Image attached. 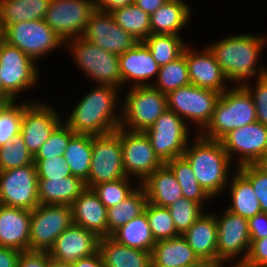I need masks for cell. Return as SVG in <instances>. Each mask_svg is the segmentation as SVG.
Listing matches in <instances>:
<instances>
[{
	"instance_id": "obj_10",
	"label": "cell",
	"mask_w": 267,
	"mask_h": 267,
	"mask_svg": "<svg viewBox=\"0 0 267 267\" xmlns=\"http://www.w3.org/2000/svg\"><path fill=\"white\" fill-rule=\"evenodd\" d=\"M189 126L174 111L167 109L145 132L158 158L165 164L183 156L188 143Z\"/></svg>"
},
{
	"instance_id": "obj_3",
	"label": "cell",
	"mask_w": 267,
	"mask_h": 267,
	"mask_svg": "<svg viewBox=\"0 0 267 267\" xmlns=\"http://www.w3.org/2000/svg\"><path fill=\"white\" fill-rule=\"evenodd\" d=\"M183 157L189 162L199 185L213 198L227 189L231 160L221 141L202 137L198 132ZM221 191V192H220Z\"/></svg>"
},
{
	"instance_id": "obj_51",
	"label": "cell",
	"mask_w": 267,
	"mask_h": 267,
	"mask_svg": "<svg viewBox=\"0 0 267 267\" xmlns=\"http://www.w3.org/2000/svg\"><path fill=\"white\" fill-rule=\"evenodd\" d=\"M251 240L263 239L267 236V213H260L248 219Z\"/></svg>"
},
{
	"instance_id": "obj_39",
	"label": "cell",
	"mask_w": 267,
	"mask_h": 267,
	"mask_svg": "<svg viewBox=\"0 0 267 267\" xmlns=\"http://www.w3.org/2000/svg\"><path fill=\"white\" fill-rule=\"evenodd\" d=\"M143 42L159 67L176 60L187 46L180 35L171 34H150Z\"/></svg>"
},
{
	"instance_id": "obj_52",
	"label": "cell",
	"mask_w": 267,
	"mask_h": 267,
	"mask_svg": "<svg viewBox=\"0 0 267 267\" xmlns=\"http://www.w3.org/2000/svg\"><path fill=\"white\" fill-rule=\"evenodd\" d=\"M21 251L0 246V267H17Z\"/></svg>"
},
{
	"instance_id": "obj_8",
	"label": "cell",
	"mask_w": 267,
	"mask_h": 267,
	"mask_svg": "<svg viewBox=\"0 0 267 267\" xmlns=\"http://www.w3.org/2000/svg\"><path fill=\"white\" fill-rule=\"evenodd\" d=\"M126 177L123 166L120 127L111 133L92 136V157L87 188Z\"/></svg>"
},
{
	"instance_id": "obj_53",
	"label": "cell",
	"mask_w": 267,
	"mask_h": 267,
	"mask_svg": "<svg viewBox=\"0 0 267 267\" xmlns=\"http://www.w3.org/2000/svg\"><path fill=\"white\" fill-rule=\"evenodd\" d=\"M131 3H134V0H96V8L103 12H112Z\"/></svg>"
},
{
	"instance_id": "obj_61",
	"label": "cell",
	"mask_w": 267,
	"mask_h": 267,
	"mask_svg": "<svg viewBox=\"0 0 267 267\" xmlns=\"http://www.w3.org/2000/svg\"><path fill=\"white\" fill-rule=\"evenodd\" d=\"M4 40V30L2 28V22L0 19V43Z\"/></svg>"
},
{
	"instance_id": "obj_41",
	"label": "cell",
	"mask_w": 267,
	"mask_h": 267,
	"mask_svg": "<svg viewBox=\"0 0 267 267\" xmlns=\"http://www.w3.org/2000/svg\"><path fill=\"white\" fill-rule=\"evenodd\" d=\"M34 163V156L26 147L22 134L0 147V171L24 167Z\"/></svg>"
},
{
	"instance_id": "obj_11",
	"label": "cell",
	"mask_w": 267,
	"mask_h": 267,
	"mask_svg": "<svg viewBox=\"0 0 267 267\" xmlns=\"http://www.w3.org/2000/svg\"><path fill=\"white\" fill-rule=\"evenodd\" d=\"M31 57L19 48L9 45L6 41L0 43V76L3 89L18 100L20 93L36 87L40 76L36 64Z\"/></svg>"
},
{
	"instance_id": "obj_26",
	"label": "cell",
	"mask_w": 267,
	"mask_h": 267,
	"mask_svg": "<svg viewBox=\"0 0 267 267\" xmlns=\"http://www.w3.org/2000/svg\"><path fill=\"white\" fill-rule=\"evenodd\" d=\"M152 267H191L201 260L182 236L157 241L151 252Z\"/></svg>"
},
{
	"instance_id": "obj_15",
	"label": "cell",
	"mask_w": 267,
	"mask_h": 267,
	"mask_svg": "<svg viewBox=\"0 0 267 267\" xmlns=\"http://www.w3.org/2000/svg\"><path fill=\"white\" fill-rule=\"evenodd\" d=\"M0 204L30 211L40 204L34 163L0 171Z\"/></svg>"
},
{
	"instance_id": "obj_32",
	"label": "cell",
	"mask_w": 267,
	"mask_h": 267,
	"mask_svg": "<svg viewBox=\"0 0 267 267\" xmlns=\"http://www.w3.org/2000/svg\"><path fill=\"white\" fill-rule=\"evenodd\" d=\"M50 0H0V19L5 31L10 25L45 19Z\"/></svg>"
},
{
	"instance_id": "obj_24",
	"label": "cell",
	"mask_w": 267,
	"mask_h": 267,
	"mask_svg": "<svg viewBox=\"0 0 267 267\" xmlns=\"http://www.w3.org/2000/svg\"><path fill=\"white\" fill-rule=\"evenodd\" d=\"M75 225L94 232L98 237L108 236L107 208L92 188H86L72 203Z\"/></svg>"
},
{
	"instance_id": "obj_29",
	"label": "cell",
	"mask_w": 267,
	"mask_h": 267,
	"mask_svg": "<svg viewBox=\"0 0 267 267\" xmlns=\"http://www.w3.org/2000/svg\"><path fill=\"white\" fill-rule=\"evenodd\" d=\"M98 251L105 267H152L150 252L121 245L110 236L99 238Z\"/></svg>"
},
{
	"instance_id": "obj_34",
	"label": "cell",
	"mask_w": 267,
	"mask_h": 267,
	"mask_svg": "<svg viewBox=\"0 0 267 267\" xmlns=\"http://www.w3.org/2000/svg\"><path fill=\"white\" fill-rule=\"evenodd\" d=\"M147 203L145 189L138 187L124 200L107 209L108 236L144 212Z\"/></svg>"
},
{
	"instance_id": "obj_45",
	"label": "cell",
	"mask_w": 267,
	"mask_h": 267,
	"mask_svg": "<svg viewBox=\"0 0 267 267\" xmlns=\"http://www.w3.org/2000/svg\"><path fill=\"white\" fill-rule=\"evenodd\" d=\"M75 133L62 121L51 133L49 139L39 148L34 159L63 156L70 138Z\"/></svg>"
},
{
	"instance_id": "obj_35",
	"label": "cell",
	"mask_w": 267,
	"mask_h": 267,
	"mask_svg": "<svg viewBox=\"0 0 267 267\" xmlns=\"http://www.w3.org/2000/svg\"><path fill=\"white\" fill-rule=\"evenodd\" d=\"M63 157L70 167L72 176L86 182L91 165L92 135L75 133L70 138Z\"/></svg>"
},
{
	"instance_id": "obj_47",
	"label": "cell",
	"mask_w": 267,
	"mask_h": 267,
	"mask_svg": "<svg viewBox=\"0 0 267 267\" xmlns=\"http://www.w3.org/2000/svg\"><path fill=\"white\" fill-rule=\"evenodd\" d=\"M38 179H61L71 176V170L63 156L34 159Z\"/></svg>"
},
{
	"instance_id": "obj_57",
	"label": "cell",
	"mask_w": 267,
	"mask_h": 267,
	"mask_svg": "<svg viewBox=\"0 0 267 267\" xmlns=\"http://www.w3.org/2000/svg\"><path fill=\"white\" fill-rule=\"evenodd\" d=\"M13 100L14 99L3 89L0 76V105L9 103Z\"/></svg>"
},
{
	"instance_id": "obj_49",
	"label": "cell",
	"mask_w": 267,
	"mask_h": 267,
	"mask_svg": "<svg viewBox=\"0 0 267 267\" xmlns=\"http://www.w3.org/2000/svg\"><path fill=\"white\" fill-rule=\"evenodd\" d=\"M244 263L253 267H267V236L263 239L251 240Z\"/></svg>"
},
{
	"instance_id": "obj_58",
	"label": "cell",
	"mask_w": 267,
	"mask_h": 267,
	"mask_svg": "<svg viewBox=\"0 0 267 267\" xmlns=\"http://www.w3.org/2000/svg\"><path fill=\"white\" fill-rule=\"evenodd\" d=\"M264 173L267 174V153L262 156L256 163H255Z\"/></svg>"
},
{
	"instance_id": "obj_19",
	"label": "cell",
	"mask_w": 267,
	"mask_h": 267,
	"mask_svg": "<svg viewBox=\"0 0 267 267\" xmlns=\"http://www.w3.org/2000/svg\"><path fill=\"white\" fill-rule=\"evenodd\" d=\"M81 37L118 56L139 42L114 21L110 12L99 9L92 13Z\"/></svg>"
},
{
	"instance_id": "obj_23",
	"label": "cell",
	"mask_w": 267,
	"mask_h": 267,
	"mask_svg": "<svg viewBox=\"0 0 267 267\" xmlns=\"http://www.w3.org/2000/svg\"><path fill=\"white\" fill-rule=\"evenodd\" d=\"M31 211L0 204V246L29 251Z\"/></svg>"
},
{
	"instance_id": "obj_25",
	"label": "cell",
	"mask_w": 267,
	"mask_h": 267,
	"mask_svg": "<svg viewBox=\"0 0 267 267\" xmlns=\"http://www.w3.org/2000/svg\"><path fill=\"white\" fill-rule=\"evenodd\" d=\"M214 213H205L182 236L201 261L217 260L218 228Z\"/></svg>"
},
{
	"instance_id": "obj_43",
	"label": "cell",
	"mask_w": 267,
	"mask_h": 267,
	"mask_svg": "<svg viewBox=\"0 0 267 267\" xmlns=\"http://www.w3.org/2000/svg\"><path fill=\"white\" fill-rule=\"evenodd\" d=\"M131 180L133 179L126 176L115 181L94 185L92 189L108 209L126 199L138 187L139 183L134 184L133 181V184H131Z\"/></svg>"
},
{
	"instance_id": "obj_31",
	"label": "cell",
	"mask_w": 267,
	"mask_h": 267,
	"mask_svg": "<svg viewBox=\"0 0 267 267\" xmlns=\"http://www.w3.org/2000/svg\"><path fill=\"white\" fill-rule=\"evenodd\" d=\"M232 172L227 185L230 192L231 204L226 207L230 212L249 219L262 213L261 206L251 183L237 170Z\"/></svg>"
},
{
	"instance_id": "obj_38",
	"label": "cell",
	"mask_w": 267,
	"mask_h": 267,
	"mask_svg": "<svg viewBox=\"0 0 267 267\" xmlns=\"http://www.w3.org/2000/svg\"><path fill=\"white\" fill-rule=\"evenodd\" d=\"M155 82V83H154ZM190 84L188 64L186 56L182 54L176 60L159 68L155 81L151 86L164 94Z\"/></svg>"
},
{
	"instance_id": "obj_56",
	"label": "cell",
	"mask_w": 267,
	"mask_h": 267,
	"mask_svg": "<svg viewBox=\"0 0 267 267\" xmlns=\"http://www.w3.org/2000/svg\"><path fill=\"white\" fill-rule=\"evenodd\" d=\"M231 262L227 259H217V260H206L200 262V267H226L225 264Z\"/></svg>"
},
{
	"instance_id": "obj_20",
	"label": "cell",
	"mask_w": 267,
	"mask_h": 267,
	"mask_svg": "<svg viewBox=\"0 0 267 267\" xmlns=\"http://www.w3.org/2000/svg\"><path fill=\"white\" fill-rule=\"evenodd\" d=\"M99 238L94 232L72 223L58 236L48 254L54 260L72 264L96 253Z\"/></svg>"
},
{
	"instance_id": "obj_44",
	"label": "cell",
	"mask_w": 267,
	"mask_h": 267,
	"mask_svg": "<svg viewBox=\"0 0 267 267\" xmlns=\"http://www.w3.org/2000/svg\"><path fill=\"white\" fill-rule=\"evenodd\" d=\"M167 208L180 235L185 233L204 211V207L199 203L185 197H181Z\"/></svg>"
},
{
	"instance_id": "obj_37",
	"label": "cell",
	"mask_w": 267,
	"mask_h": 267,
	"mask_svg": "<svg viewBox=\"0 0 267 267\" xmlns=\"http://www.w3.org/2000/svg\"><path fill=\"white\" fill-rule=\"evenodd\" d=\"M114 21L138 41H144L151 34L150 15L135 3L110 12Z\"/></svg>"
},
{
	"instance_id": "obj_6",
	"label": "cell",
	"mask_w": 267,
	"mask_h": 267,
	"mask_svg": "<svg viewBox=\"0 0 267 267\" xmlns=\"http://www.w3.org/2000/svg\"><path fill=\"white\" fill-rule=\"evenodd\" d=\"M120 128L146 131L167 110V96L152 86H134L125 93Z\"/></svg>"
},
{
	"instance_id": "obj_12",
	"label": "cell",
	"mask_w": 267,
	"mask_h": 267,
	"mask_svg": "<svg viewBox=\"0 0 267 267\" xmlns=\"http://www.w3.org/2000/svg\"><path fill=\"white\" fill-rule=\"evenodd\" d=\"M72 223L71 206L39 204L31 211L29 250L49 251Z\"/></svg>"
},
{
	"instance_id": "obj_50",
	"label": "cell",
	"mask_w": 267,
	"mask_h": 267,
	"mask_svg": "<svg viewBox=\"0 0 267 267\" xmlns=\"http://www.w3.org/2000/svg\"><path fill=\"white\" fill-rule=\"evenodd\" d=\"M50 259L48 251H23L17 267H48Z\"/></svg>"
},
{
	"instance_id": "obj_17",
	"label": "cell",
	"mask_w": 267,
	"mask_h": 267,
	"mask_svg": "<svg viewBox=\"0 0 267 267\" xmlns=\"http://www.w3.org/2000/svg\"><path fill=\"white\" fill-rule=\"evenodd\" d=\"M231 162L235 154L239 157L236 167L255 164L267 153V126L256 121L237 128L226 134L221 140Z\"/></svg>"
},
{
	"instance_id": "obj_46",
	"label": "cell",
	"mask_w": 267,
	"mask_h": 267,
	"mask_svg": "<svg viewBox=\"0 0 267 267\" xmlns=\"http://www.w3.org/2000/svg\"><path fill=\"white\" fill-rule=\"evenodd\" d=\"M236 169L251 183L262 213H267V174L256 164H246Z\"/></svg>"
},
{
	"instance_id": "obj_30",
	"label": "cell",
	"mask_w": 267,
	"mask_h": 267,
	"mask_svg": "<svg viewBox=\"0 0 267 267\" xmlns=\"http://www.w3.org/2000/svg\"><path fill=\"white\" fill-rule=\"evenodd\" d=\"M86 188L83 180L72 175L61 179H38L39 203L71 206Z\"/></svg>"
},
{
	"instance_id": "obj_14",
	"label": "cell",
	"mask_w": 267,
	"mask_h": 267,
	"mask_svg": "<svg viewBox=\"0 0 267 267\" xmlns=\"http://www.w3.org/2000/svg\"><path fill=\"white\" fill-rule=\"evenodd\" d=\"M120 140L125 175L135 178V181L136 178L140 179L139 184L164 165L153 150L145 132L120 128Z\"/></svg>"
},
{
	"instance_id": "obj_60",
	"label": "cell",
	"mask_w": 267,
	"mask_h": 267,
	"mask_svg": "<svg viewBox=\"0 0 267 267\" xmlns=\"http://www.w3.org/2000/svg\"><path fill=\"white\" fill-rule=\"evenodd\" d=\"M253 267V266H250V265H248V264H246V263H244V262H235V263H233L232 265H231V267Z\"/></svg>"
},
{
	"instance_id": "obj_27",
	"label": "cell",
	"mask_w": 267,
	"mask_h": 267,
	"mask_svg": "<svg viewBox=\"0 0 267 267\" xmlns=\"http://www.w3.org/2000/svg\"><path fill=\"white\" fill-rule=\"evenodd\" d=\"M185 0H167L150 15L151 34L181 35L191 19V8Z\"/></svg>"
},
{
	"instance_id": "obj_36",
	"label": "cell",
	"mask_w": 267,
	"mask_h": 267,
	"mask_svg": "<svg viewBox=\"0 0 267 267\" xmlns=\"http://www.w3.org/2000/svg\"><path fill=\"white\" fill-rule=\"evenodd\" d=\"M165 165L172 171L177 179L183 197L199 203L202 207L203 205L205 207L204 202L213 201L210 200L213 198L199 185L191 165L183 156L174 158L165 163Z\"/></svg>"
},
{
	"instance_id": "obj_59",
	"label": "cell",
	"mask_w": 267,
	"mask_h": 267,
	"mask_svg": "<svg viewBox=\"0 0 267 267\" xmlns=\"http://www.w3.org/2000/svg\"><path fill=\"white\" fill-rule=\"evenodd\" d=\"M48 267H72V264L59 262L51 258Z\"/></svg>"
},
{
	"instance_id": "obj_22",
	"label": "cell",
	"mask_w": 267,
	"mask_h": 267,
	"mask_svg": "<svg viewBox=\"0 0 267 267\" xmlns=\"http://www.w3.org/2000/svg\"><path fill=\"white\" fill-rule=\"evenodd\" d=\"M119 64L122 86L130 87L151 86L150 81L157 78L160 68L143 41L119 55Z\"/></svg>"
},
{
	"instance_id": "obj_1",
	"label": "cell",
	"mask_w": 267,
	"mask_h": 267,
	"mask_svg": "<svg viewBox=\"0 0 267 267\" xmlns=\"http://www.w3.org/2000/svg\"><path fill=\"white\" fill-rule=\"evenodd\" d=\"M120 90L115 86L96 85L75 104L63 122L77 134L96 136L116 131L122 120Z\"/></svg>"
},
{
	"instance_id": "obj_28",
	"label": "cell",
	"mask_w": 267,
	"mask_h": 267,
	"mask_svg": "<svg viewBox=\"0 0 267 267\" xmlns=\"http://www.w3.org/2000/svg\"><path fill=\"white\" fill-rule=\"evenodd\" d=\"M141 186L146 191L147 202L157 206L168 207L183 197L177 179L165 164L149 175Z\"/></svg>"
},
{
	"instance_id": "obj_21",
	"label": "cell",
	"mask_w": 267,
	"mask_h": 267,
	"mask_svg": "<svg viewBox=\"0 0 267 267\" xmlns=\"http://www.w3.org/2000/svg\"><path fill=\"white\" fill-rule=\"evenodd\" d=\"M187 45L183 51L188 64L190 84L214 90L220 94L228 88V78L208 47L196 51ZM227 85H226V84Z\"/></svg>"
},
{
	"instance_id": "obj_16",
	"label": "cell",
	"mask_w": 267,
	"mask_h": 267,
	"mask_svg": "<svg viewBox=\"0 0 267 267\" xmlns=\"http://www.w3.org/2000/svg\"><path fill=\"white\" fill-rule=\"evenodd\" d=\"M224 210L220 216L215 213L218 228L217 259L244 262L251 243L248 219Z\"/></svg>"
},
{
	"instance_id": "obj_2",
	"label": "cell",
	"mask_w": 267,
	"mask_h": 267,
	"mask_svg": "<svg viewBox=\"0 0 267 267\" xmlns=\"http://www.w3.org/2000/svg\"><path fill=\"white\" fill-rule=\"evenodd\" d=\"M266 45V37L250 33L231 35L207 47L214 54L229 83L232 81L237 84L234 87L245 88L249 78L251 80L255 77V81H258L267 74V67L257 63Z\"/></svg>"
},
{
	"instance_id": "obj_9",
	"label": "cell",
	"mask_w": 267,
	"mask_h": 267,
	"mask_svg": "<svg viewBox=\"0 0 267 267\" xmlns=\"http://www.w3.org/2000/svg\"><path fill=\"white\" fill-rule=\"evenodd\" d=\"M4 41L19 48L35 62L65 45L62 38L46 24L44 19L10 25L4 31Z\"/></svg>"
},
{
	"instance_id": "obj_62",
	"label": "cell",
	"mask_w": 267,
	"mask_h": 267,
	"mask_svg": "<svg viewBox=\"0 0 267 267\" xmlns=\"http://www.w3.org/2000/svg\"><path fill=\"white\" fill-rule=\"evenodd\" d=\"M191 267H200V264H198V265H194V266H191Z\"/></svg>"
},
{
	"instance_id": "obj_18",
	"label": "cell",
	"mask_w": 267,
	"mask_h": 267,
	"mask_svg": "<svg viewBox=\"0 0 267 267\" xmlns=\"http://www.w3.org/2000/svg\"><path fill=\"white\" fill-rule=\"evenodd\" d=\"M45 102L24 100L21 134L26 147L34 156L63 121L57 110Z\"/></svg>"
},
{
	"instance_id": "obj_42",
	"label": "cell",
	"mask_w": 267,
	"mask_h": 267,
	"mask_svg": "<svg viewBox=\"0 0 267 267\" xmlns=\"http://www.w3.org/2000/svg\"><path fill=\"white\" fill-rule=\"evenodd\" d=\"M17 101L0 105V147L21 133L24 101L20 104Z\"/></svg>"
},
{
	"instance_id": "obj_33",
	"label": "cell",
	"mask_w": 267,
	"mask_h": 267,
	"mask_svg": "<svg viewBox=\"0 0 267 267\" xmlns=\"http://www.w3.org/2000/svg\"><path fill=\"white\" fill-rule=\"evenodd\" d=\"M110 237L121 245L150 253L156 243L145 212L119 227Z\"/></svg>"
},
{
	"instance_id": "obj_5",
	"label": "cell",
	"mask_w": 267,
	"mask_h": 267,
	"mask_svg": "<svg viewBox=\"0 0 267 267\" xmlns=\"http://www.w3.org/2000/svg\"><path fill=\"white\" fill-rule=\"evenodd\" d=\"M77 67L96 85L122 89L119 56L79 36L65 41Z\"/></svg>"
},
{
	"instance_id": "obj_55",
	"label": "cell",
	"mask_w": 267,
	"mask_h": 267,
	"mask_svg": "<svg viewBox=\"0 0 267 267\" xmlns=\"http://www.w3.org/2000/svg\"><path fill=\"white\" fill-rule=\"evenodd\" d=\"M167 0H134V3L140 7L144 12L151 15L159 7H161Z\"/></svg>"
},
{
	"instance_id": "obj_7",
	"label": "cell",
	"mask_w": 267,
	"mask_h": 267,
	"mask_svg": "<svg viewBox=\"0 0 267 267\" xmlns=\"http://www.w3.org/2000/svg\"><path fill=\"white\" fill-rule=\"evenodd\" d=\"M166 96L167 109L174 111L188 126L190 122L199 126L197 134H200L211 121L220 93L189 84L169 92Z\"/></svg>"
},
{
	"instance_id": "obj_13",
	"label": "cell",
	"mask_w": 267,
	"mask_h": 267,
	"mask_svg": "<svg viewBox=\"0 0 267 267\" xmlns=\"http://www.w3.org/2000/svg\"><path fill=\"white\" fill-rule=\"evenodd\" d=\"M96 9V0H50L44 20L65 42L82 36Z\"/></svg>"
},
{
	"instance_id": "obj_40",
	"label": "cell",
	"mask_w": 267,
	"mask_h": 267,
	"mask_svg": "<svg viewBox=\"0 0 267 267\" xmlns=\"http://www.w3.org/2000/svg\"><path fill=\"white\" fill-rule=\"evenodd\" d=\"M146 213L149 226L155 241L171 239L180 236L167 207L146 203Z\"/></svg>"
},
{
	"instance_id": "obj_54",
	"label": "cell",
	"mask_w": 267,
	"mask_h": 267,
	"mask_svg": "<svg viewBox=\"0 0 267 267\" xmlns=\"http://www.w3.org/2000/svg\"><path fill=\"white\" fill-rule=\"evenodd\" d=\"M72 267H105L100 252L97 251L91 256L81 258L72 263Z\"/></svg>"
},
{
	"instance_id": "obj_48",
	"label": "cell",
	"mask_w": 267,
	"mask_h": 267,
	"mask_svg": "<svg viewBox=\"0 0 267 267\" xmlns=\"http://www.w3.org/2000/svg\"><path fill=\"white\" fill-rule=\"evenodd\" d=\"M245 88L254 100L257 121L267 126V74L260 77L254 87L247 84Z\"/></svg>"
},
{
	"instance_id": "obj_4",
	"label": "cell",
	"mask_w": 267,
	"mask_h": 267,
	"mask_svg": "<svg viewBox=\"0 0 267 267\" xmlns=\"http://www.w3.org/2000/svg\"><path fill=\"white\" fill-rule=\"evenodd\" d=\"M257 121L254 100L244 87L228 88L220 94L211 121L200 135L220 141L230 131Z\"/></svg>"
}]
</instances>
